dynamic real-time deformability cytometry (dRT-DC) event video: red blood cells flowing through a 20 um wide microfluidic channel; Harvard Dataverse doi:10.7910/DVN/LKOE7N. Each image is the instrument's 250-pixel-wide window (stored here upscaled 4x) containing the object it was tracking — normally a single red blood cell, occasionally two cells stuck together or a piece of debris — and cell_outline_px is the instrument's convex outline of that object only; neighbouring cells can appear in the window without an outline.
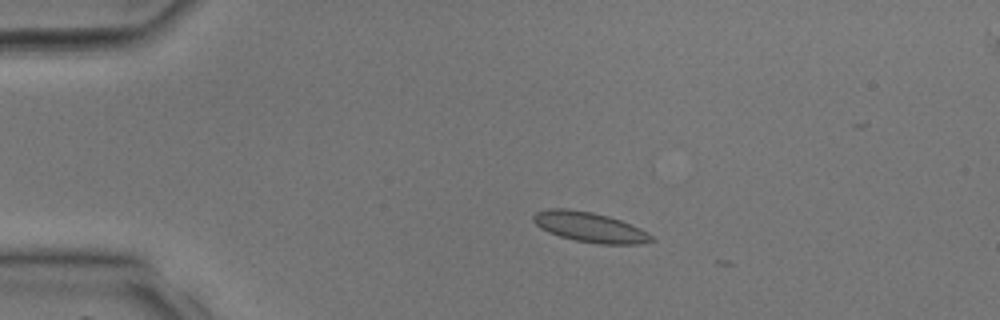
{"species": "common noctule bat (a hibernating species)", "species_latin": "Nyctalus noctula", "temperature_condition": "room temperature", "stored_images_in_passage": 5, "camera_frame_rate_fps": 3000, "um_per_image_px": 0.085, "animal": {"sex": "male", "body_mass_g": 17.9, "forearm_length_mm": 54.2}, "frame": {"image": 1, "passage_image": 3, "time_ms": 0.667, "image_size_px": [1000, 320], "cell_outline_px": [[652, 240], [640, 244], [600, 244], [576, 240], [560, 236], [548, 232], [540, 228], [532, 220], [532, 216], [536, 212], [548, 208], [568, 208], [592, 212], [608, 216], [620, 220], [640, 228], [652, 236]], "centroid_in_image_um": [50.08, 19.29], "position_along_channel_um": 34.9, "area_um2": 20.52}}